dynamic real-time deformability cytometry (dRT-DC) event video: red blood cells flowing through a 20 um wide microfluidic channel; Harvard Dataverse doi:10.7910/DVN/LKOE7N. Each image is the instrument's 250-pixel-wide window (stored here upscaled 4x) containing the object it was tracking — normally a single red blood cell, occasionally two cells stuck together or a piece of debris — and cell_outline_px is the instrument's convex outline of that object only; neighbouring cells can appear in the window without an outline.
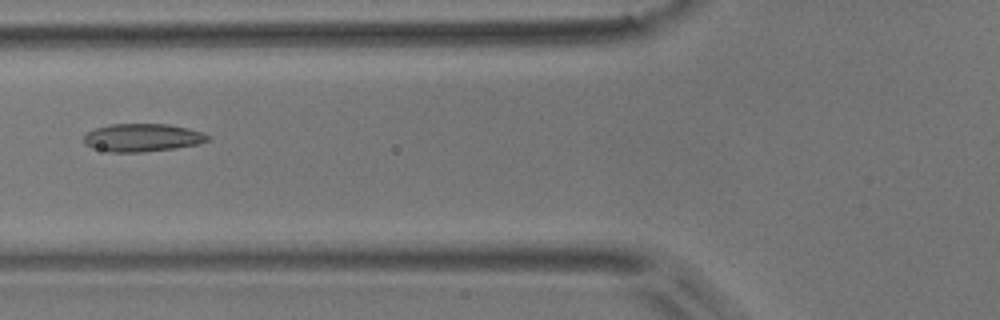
{"species": "common noctule bat (a hibernating species)", "species_latin": "Nyctalus noctula", "temperature_condition": "room temperature", "stored_images_in_passage": 2, "camera_frame_rate_fps": 3000, "um_per_image_px": 0.085, "animal": {"sex": "male", "body_mass_g": 17.9}, "frame": {"image": 1, "passage_image": 2, "time_ms": 0.333, "image_size_px": [1000, 320], "cell_outline_px": [[212, 140], [200, 144], [176, 148], [140, 152], [108, 152], [92, 148], [84, 144], [84, 136], [88, 132], [96, 128], [108, 124], [168, 124], [188, 128], [204, 132], [212, 136]], "centroid_in_image_um": [12.16, 11.7], "position_along_channel_um": 113.6, "area_um2": 20.52}}